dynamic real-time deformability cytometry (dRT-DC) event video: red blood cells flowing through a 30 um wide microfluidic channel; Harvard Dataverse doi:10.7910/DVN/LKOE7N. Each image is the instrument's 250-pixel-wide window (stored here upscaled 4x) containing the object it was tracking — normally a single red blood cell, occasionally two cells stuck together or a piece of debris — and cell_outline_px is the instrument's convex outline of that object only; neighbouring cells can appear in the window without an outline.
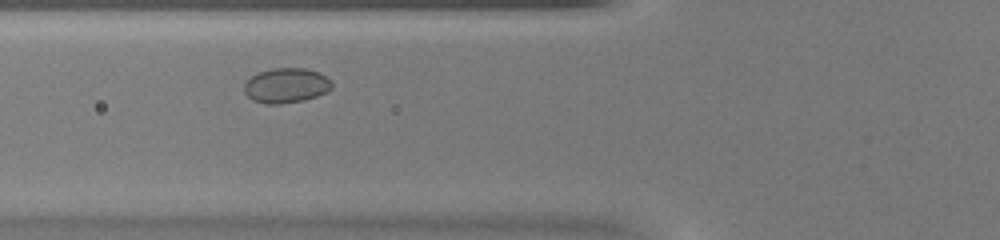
{"species": "common noctule bat (a hibernating species)", "species_latin": "Nyctalus noctula", "temperature_condition": "warm", "stored_images_in_passage": 35, "camera_frame_rate_fps": 3000, "um_per_image_px": 0.085, "animal": {"sex": "female", "body_mass_g": 20.0, "forearm_length_mm": 54.0}, "frame": {"image": 1, "passage_image": 6, "time_ms": 1.667, "image_size_px": [1000, 240], "cell_outline_px": [[332, 88], [316, 96], [304, 100], [280, 104], [264, 104], [252, 100], [244, 92], [244, 84], [252, 76], [260, 72], [272, 68], [304, 68], [320, 72], [332, 80]], "centroid_in_image_um": [24.33, 7.26], "position_along_channel_um": 101.5, "area_um2": 17.86}}
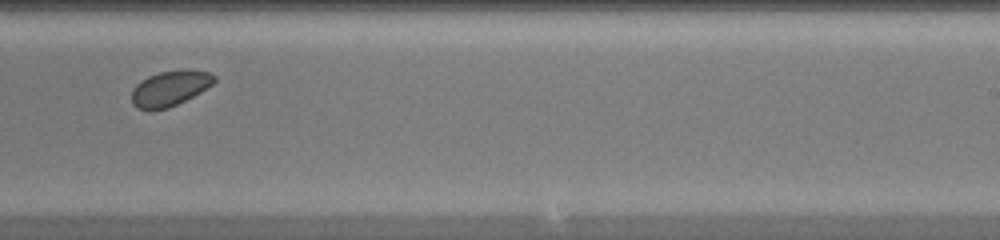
{"frame": {"image": 2, "passage_image": 18, "time_ms": 5.667, "image_size_px": [1000, 240], "cell_outline_px": [[216, 80], [212, 84], [200, 92], [168, 108], [152, 112], [136, 108], [132, 104], [132, 88], [140, 80], [148, 76], [160, 72], [212, 72], [216, 76]], "centroid_in_image_um": [14.36, 7.57], "position_along_channel_um": 274.6, "area_um2": 16.65}}
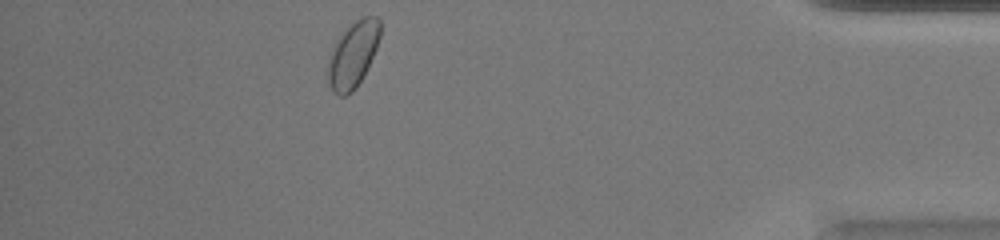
{"frame": {"image": 3, "passage_image": 30, "time_ms": 9.667, "image_size_px": [1000, 240], "cell_outline_px": [[380, 36], [376, 48], [356, 88], [352, 92], [344, 96], [340, 96], [332, 92], [328, 84], [328, 60], [332, 44], [356, 20], [364, 16], [376, 16], [380, 20]], "centroid_in_image_um": [29.97, 4.65], "position_along_channel_um": 405.2, "area_um2": 19.83}}